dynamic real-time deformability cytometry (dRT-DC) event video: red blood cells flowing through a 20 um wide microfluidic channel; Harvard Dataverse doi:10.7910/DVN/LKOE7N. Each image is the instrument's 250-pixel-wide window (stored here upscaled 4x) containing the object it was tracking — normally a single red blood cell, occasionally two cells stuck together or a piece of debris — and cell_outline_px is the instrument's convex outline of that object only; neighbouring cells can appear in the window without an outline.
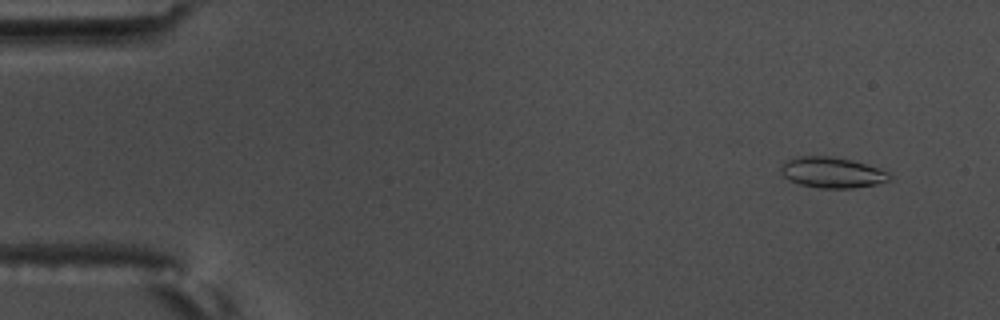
{"species": "common noctule bat (a hibernating species)", "species_latin": "Nyctalus noctula", "temperature_condition": "warm", "stored_images_in_passage": 55, "camera_frame_rate_fps": 3000, "um_per_image_px": 0.085, "animal": {"sex": "male", "body_mass_g": 17.5, "forearm_length_mm": 52.3}, "frame": {"image": 1, "passage_image": 1, "time_ms": 0.0, "image_size_px": [1000, 320], "cell_outline_px": [[892, 180], [876, 184], [852, 188], [820, 188], [800, 184], [788, 180], [780, 172], [780, 168], [784, 160], [800, 156], [832, 156], [852, 160], [880, 168], [888, 172], [892, 176]], "centroid_in_image_um": [70.73, 14.66], "position_along_channel_um": 14.3, "area_um2": 19.65}}
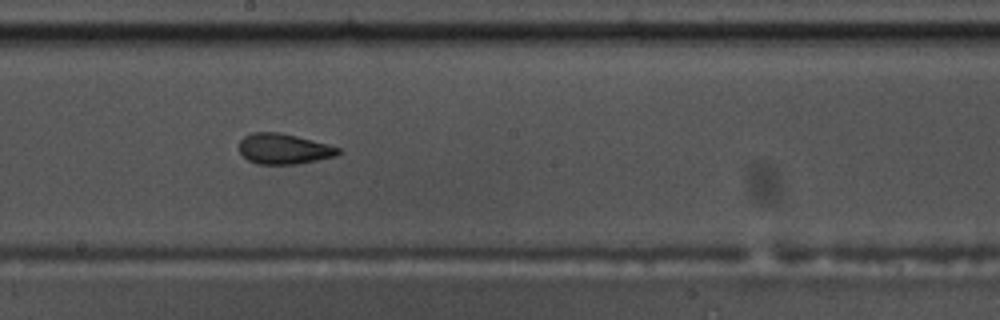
{"frame": {"image": 2, "passage_image": 29, "time_ms": 9.333, "image_size_px": [1000, 320], "cell_outline_px": [[340, 152], [336, 156], [296, 164], [256, 164], [248, 160], [240, 152], [240, 140], [244, 136], [252, 132], [280, 132], [328, 144], [340, 148]], "centroid_in_image_um": [24.11, 12.65], "position_along_channel_um": 224.1, "area_um2": 17.51}}
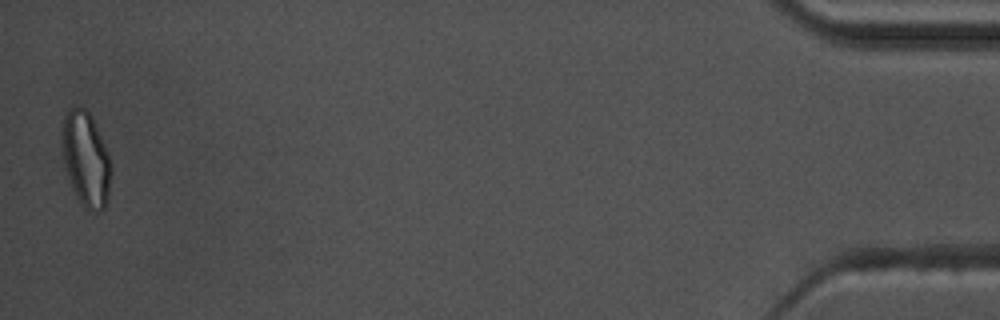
{"frame": {"image": 3, "passage_image": 54, "time_ms": 17.667, "image_size_px": [1000, 320], "cell_outline_px": [[112, 172], [108, 196], [104, 208], [100, 212], [92, 212], [80, 200], [72, 184], [64, 160], [64, 116], [68, 108], [84, 108], [92, 116], [108, 156], [112, 168]], "centroid_in_image_um": [7.36, 13.53], "position_along_channel_um": 427.8, "area_um2": 25.78}, "authors_computed_cell_mechanics": {"area_um2": 18.3804, "velocity_mm_per_s": 3.5491, "shape_relaxation_time_tau1_ms": 6.682, "shape_relaxation_time_tau2_ms": 2.3871, "deformation_change_tau1": 0.1911, "deformation_change_tau2": 0.078}}